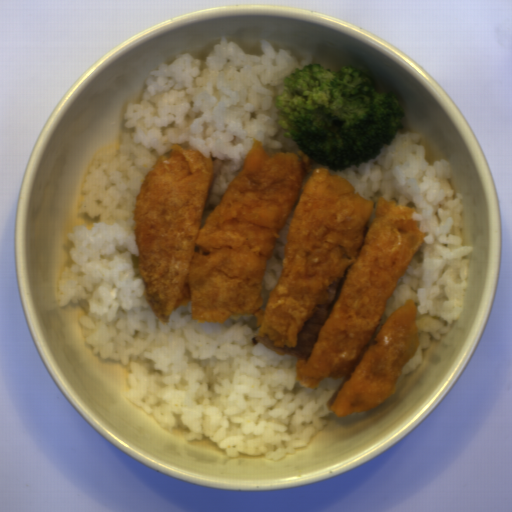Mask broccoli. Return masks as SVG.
<instances>
[{"label": "broccoli", "mask_w": 512, "mask_h": 512, "mask_svg": "<svg viewBox=\"0 0 512 512\" xmlns=\"http://www.w3.org/2000/svg\"><path fill=\"white\" fill-rule=\"evenodd\" d=\"M282 83L274 105L284 137L329 170L369 163L404 129L398 97L376 91L371 71L346 65L332 70L316 62L297 66Z\"/></svg>", "instance_id": "1"}]
</instances>
